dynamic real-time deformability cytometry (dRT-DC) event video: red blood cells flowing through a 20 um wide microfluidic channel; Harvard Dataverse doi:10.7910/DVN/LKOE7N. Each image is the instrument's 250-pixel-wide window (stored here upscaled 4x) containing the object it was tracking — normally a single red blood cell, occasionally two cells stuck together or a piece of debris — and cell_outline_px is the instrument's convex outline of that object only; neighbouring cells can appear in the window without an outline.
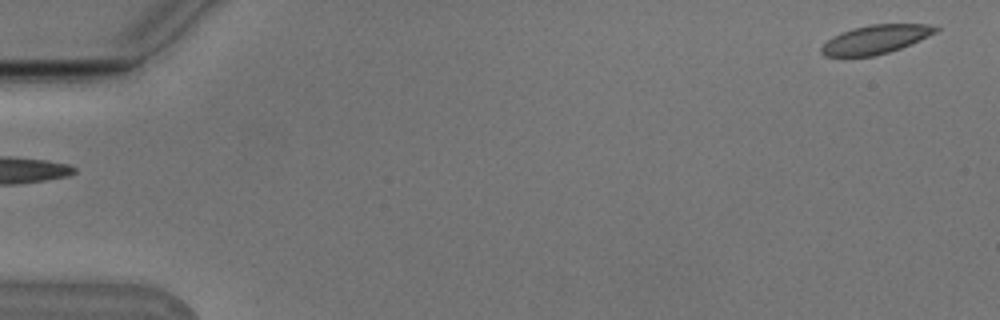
{"species": "Egyptian fruit bat (a non-hibernating species)", "species_latin": "Rousettus aegyptiacus", "temperature_condition": "cold", "stored_images_in_passage": 10, "camera_frame_rate_fps": 3000, "um_per_image_px": 0.085, "animal": {"sex": "male"}, "frame": {"image": 1, "passage_image": 1, "time_ms": 0.0, "image_size_px": [1000, 320], "cell_outline_px": [[940, 28], [936, 32], [920, 40], [900, 48], [888, 52], [872, 56], [824, 56], [820, 52], [820, 48], [832, 36], [840, 32], [852, 28], [872, 24], [928, 24]], "centroid_in_image_um": [74.4, 3.34], "position_along_channel_um": 10.6, "area_um2": 19.02}}